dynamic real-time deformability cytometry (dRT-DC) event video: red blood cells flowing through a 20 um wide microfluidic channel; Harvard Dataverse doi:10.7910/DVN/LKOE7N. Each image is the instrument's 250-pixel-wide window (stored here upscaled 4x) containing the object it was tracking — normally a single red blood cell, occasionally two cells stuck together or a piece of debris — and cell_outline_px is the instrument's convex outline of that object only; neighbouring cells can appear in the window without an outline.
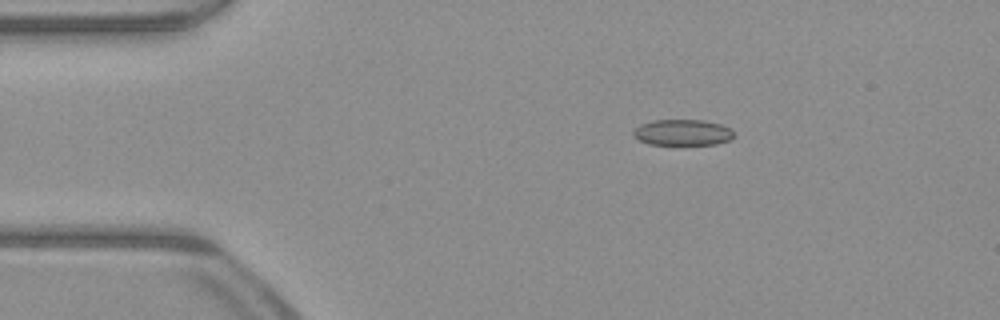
{"species": "common noctule bat (a hibernating species)", "species_latin": "Nyctalus noctula", "temperature_condition": "warm", "stored_images_in_passage": 50, "camera_frame_rate_fps": 3000, "um_per_image_px": 0.085, "animal": {"sex": "male", "body_mass_g": 23.1, "forearm_length_mm": 52.7}, "frame": {"image": 1, "passage_image": 8, "time_ms": 2.333, "image_size_px": [1000, 320], "cell_outline_px": [[732, 140], [716, 144], [648, 144], [632, 136], [632, 132], [640, 124], [652, 120], [704, 120], [720, 124], [732, 128]], "centroid_in_image_um": [58.01, 11.25], "position_along_channel_um": 27.0, "area_um2": 15.26}}
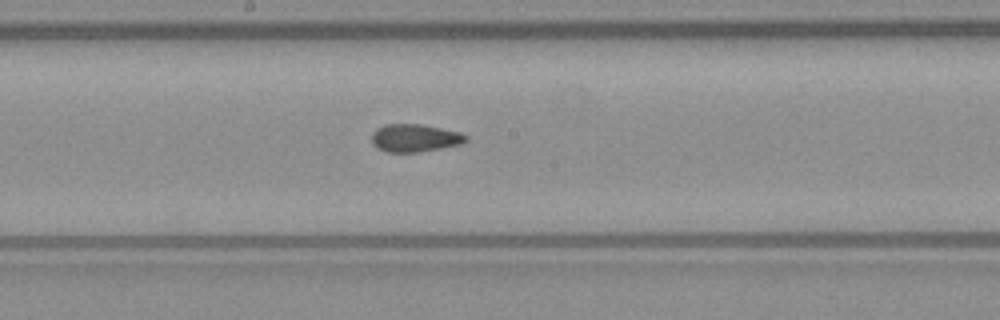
{"frame": {"image": 2, "passage_image": 26, "time_ms": 8.333, "image_size_px": [1000, 320], "cell_outline_px": [[468, 140], [460, 144], [440, 148], [416, 152], [388, 152], [376, 148], [372, 144], [372, 132], [376, 128], [384, 124], [420, 124], [460, 132], [468, 136]], "centroid_in_image_um": [35.22, 11.72], "position_along_channel_um": 213.0, "area_um2": 15.26}}
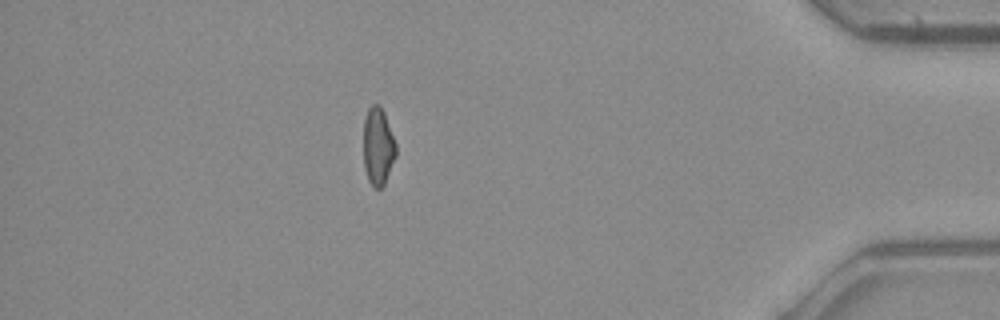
{"frame": {"image": 3, "passage_image": 44, "time_ms": 14.333, "image_size_px": [1000, 320], "cell_outline_px": [[396, 156], [384, 184], [380, 188], [372, 188], [368, 180], [364, 168], [364, 120], [368, 108], [372, 104], [380, 104], [384, 112], [396, 144]], "centroid_in_image_um": [32.13, 12.45], "position_along_channel_um": 403.1, "area_um2": 14.74}, "authors_computed_cell_mechanics": {"area_um2": 15.4615, "velocity_mm_per_s": 4.0332, "shape_relaxation_time_tau1_ms": null, "shape_relaxation_time_tau2_ms": 2.4222, "deformation_change_tau1": null, "deformation_change_tau2": 0.0726}}